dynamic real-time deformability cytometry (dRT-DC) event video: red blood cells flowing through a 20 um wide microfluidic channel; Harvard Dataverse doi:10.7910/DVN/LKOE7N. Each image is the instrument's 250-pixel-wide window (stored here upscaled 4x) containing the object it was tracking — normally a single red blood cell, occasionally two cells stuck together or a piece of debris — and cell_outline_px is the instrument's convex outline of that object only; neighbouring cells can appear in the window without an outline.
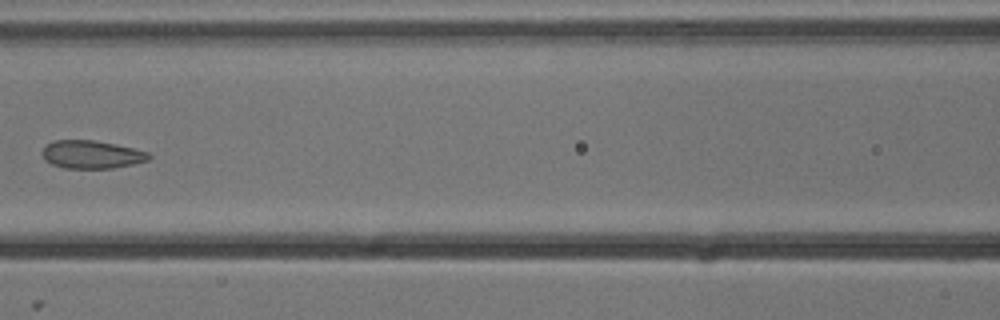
{"species": "common noctule bat (a hibernating species)", "species_latin": "Nyctalus noctula", "temperature_condition": "cold", "stored_images_in_passage": 8, "camera_frame_rate_fps": 3000, "um_per_image_px": 0.085, "animal": {"sex": "male", "body_mass_g": 13.3}, "frame": {"image": 1, "passage_image": 7, "time_ms": 2.0, "image_size_px": [1000, 320], "cell_outline_px": [[152, 156], [148, 160], [132, 164], [112, 168], [64, 168], [52, 164], [44, 160], [40, 152], [52, 140], [92, 140], [116, 144], [148, 152]], "centroid_in_image_um": [7.75, 13.13], "position_along_channel_um": 158.8, "area_um2": 17.4}}
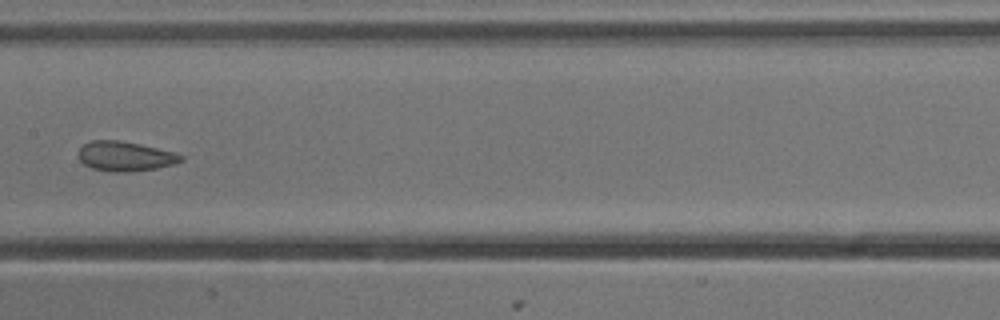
{"frame": {"image": 2, "passage_image": 8, "time_ms": 2.333, "image_size_px": [1000, 320], "cell_outline_px": [[184, 160], [176, 164], [156, 168], [120, 172], [116, 172], [92, 168], [84, 164], [80, 160], [80, 148], [84, 144], [92, 140], [120, 140], [140, 144], [176, 152], [184, 156]], "centroid_in_image_um": [10.69, 13.27], "position_along_channel_um": 196.7, "area_um2": 17.63}}